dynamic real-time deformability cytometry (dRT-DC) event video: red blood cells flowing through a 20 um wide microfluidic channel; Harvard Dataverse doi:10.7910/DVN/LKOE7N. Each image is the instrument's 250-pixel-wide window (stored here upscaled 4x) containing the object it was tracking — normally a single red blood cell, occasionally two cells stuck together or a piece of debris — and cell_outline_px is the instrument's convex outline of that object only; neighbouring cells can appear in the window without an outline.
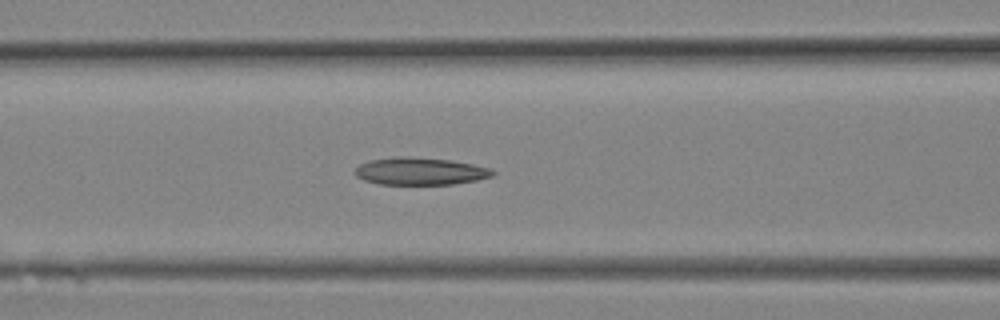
{"species": "Egyptian fruit bat (a non-hibernating species)", "species_latin": "Rousettus aegyptiacus", "temperature_condition": "room temperature", "stored_images_in_passage": 4, "camera_frame_rate_fps": 3000, "um_per_image_px": 0.085, "animal": {"sex": "female"}, "frame": {"image": 1, "passage_image": 4, "time_ms": 1.0, "image_size_px": [1000, 320], "cell_outline_px": [[496, 176], [476, 180], [452, 184], [380, 184], [364, 180], [356, 176], [352, 172], [360, 164], [368, 160], [396, 156], [408, 156], [452, 160], [472, 164], [488, 168], [496, 172]], "centroid_in_image_um": [35.69, 14.54], "position_along_channel_um": 130.9, "area_um2": 22.14}}